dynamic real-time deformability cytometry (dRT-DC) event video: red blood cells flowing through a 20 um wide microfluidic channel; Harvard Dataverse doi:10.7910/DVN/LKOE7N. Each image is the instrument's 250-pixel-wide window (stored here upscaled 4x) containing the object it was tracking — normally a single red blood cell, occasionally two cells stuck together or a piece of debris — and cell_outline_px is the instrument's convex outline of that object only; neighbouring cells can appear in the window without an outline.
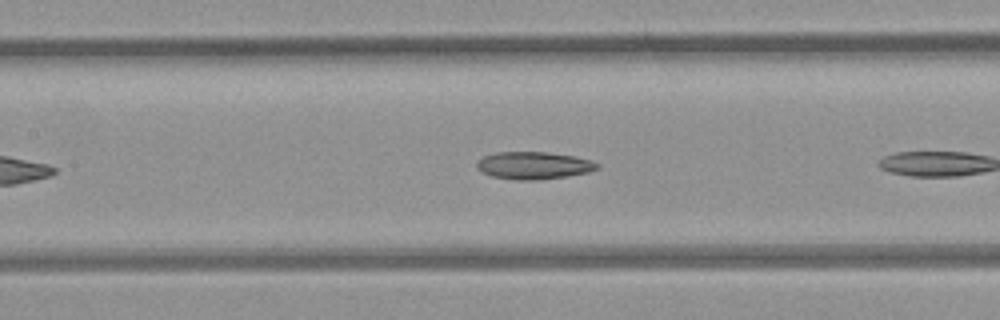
{"species": "common noctule bat (a hibernating species)", "species_latin": "Nyctalus noctula", "temperature_condition": "room temperature", "stored_images_in_passage": 10, "camera_frame_rate_fps": 3000, "um_per_image_px": 0.085, "animal": {"sex": "female", "body_mass_g": 21.9}, "frame": {"image": 1, "passage_image": 9, "time_ms": 2.667, "image_size_px": [1000, 320], "cell_outline_px": [[600, 168], [588, 172], [568, 176], [540, 180], [516, 180], [492, 176], [480, 172], [476, 168], [476, 160], [484, 156], [496, 152], [544, 152], [576, 156], [592, 160], [600, 164]], "centroid_in_image_um": [45.36, 14.06], "position_along_channel_um": 162.0, "area_um2": 19.54}}